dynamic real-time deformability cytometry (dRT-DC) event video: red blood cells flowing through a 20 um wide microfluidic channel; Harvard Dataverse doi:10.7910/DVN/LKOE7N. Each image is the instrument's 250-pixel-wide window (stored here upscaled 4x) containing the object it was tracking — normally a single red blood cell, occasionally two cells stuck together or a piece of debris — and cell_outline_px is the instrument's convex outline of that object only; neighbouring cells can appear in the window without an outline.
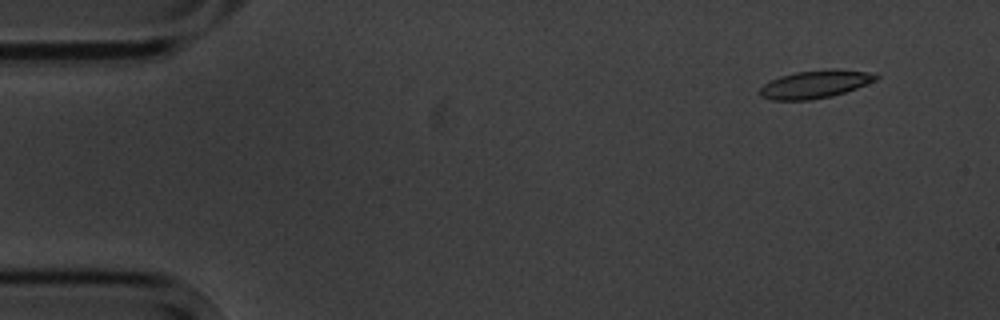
{"species": "common noctule bat (a hibernating species)", "species_latin": "Nyctalus noctula", "temperature_condition": "cold", "stored_images_in_passage": 5, "camera_frame_rate_fps": 3000, "um_per_image_px": 0.085, "animal": {"sex": "male", "body_mass_g": 20.1, "forearm_length_mm": 53.5}, "frame": {"image": 1, "passage_image": 2, "time_ms": 1.333, "image_size_px": [1000, 320], "cell_outline_px": [[880, 76], [876, 80], [856, 88], [832, 96], [808, 100], [772, 100], [760, 96], [760, 88], [764, 84], [780, 76], [796, 72], [828, 68], [836, 68], [868, 72]], "centroid_in_image_um": [69.29, 7.15], "position_along_channel_um": 15.7, "area_um2": 18.84}}
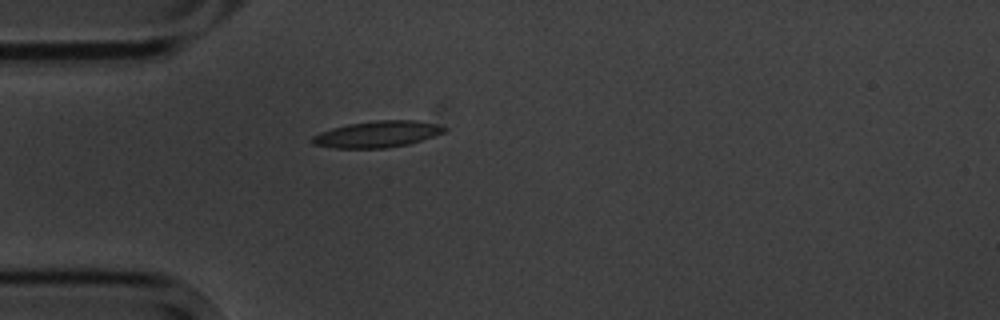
{"frame": {"image": 2, "passage_image": 5, "time_ms": 5.0, "image_size_px": [1000, 320], "cell_outline_px": [[448, 128], [444, 132], [408, 144], [384, 148], [336, 148], [312, 144], [312, 136], [320, 132], [332, 128], [348, 124], [376, 120], [416, 120], [436, 124]], "centroid_in_image_um": [32.05, 11.4], "position_along_channel_um": 53.0, "area_um2": 20.11}}